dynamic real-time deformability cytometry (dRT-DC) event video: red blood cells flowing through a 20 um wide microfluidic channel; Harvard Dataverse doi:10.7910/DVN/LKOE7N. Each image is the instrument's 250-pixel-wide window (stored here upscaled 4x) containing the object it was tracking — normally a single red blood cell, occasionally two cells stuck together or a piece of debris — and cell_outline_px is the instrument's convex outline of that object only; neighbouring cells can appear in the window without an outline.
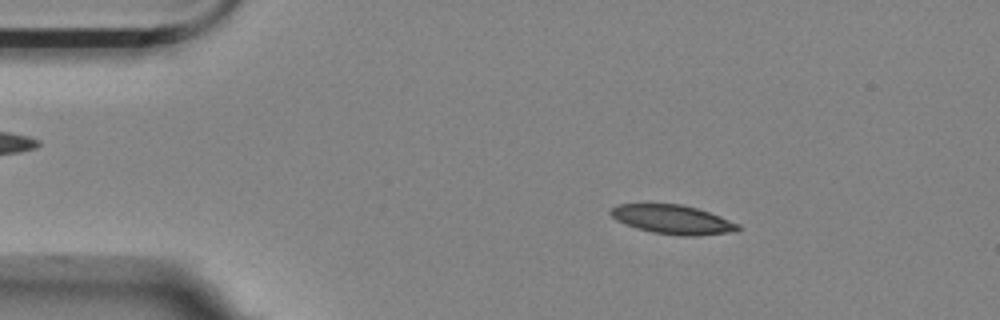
{"species": "Egyptian fruit bat (a non-hibernating species)", "species_latin": "Rousettus aegyptiacus", "temperature_condition": "room temperature", "stored_images_in_passage": 50, "camera_frame_rate_fps": 3000, "um_per_image_px": 0.085, "animal": {"sex": "female"}, "frame": {"image": 1, "passage_image": 3, "time_ms": 0.667, "image_size_px": [1000, 320], "cell_outline_px": [[740, 228], [736, 232], [696, 236], [680, 236], [652, 232], [636, 228], [616, 220], [608, 212], [612, 208], [620, 204], [680, 204], [696, 208], [720, 216], [740, 224]], "centroid_in_image_um": [57.2, 18.67], "position_along_channel_um": 27.8, "area_um2": 21.56}}
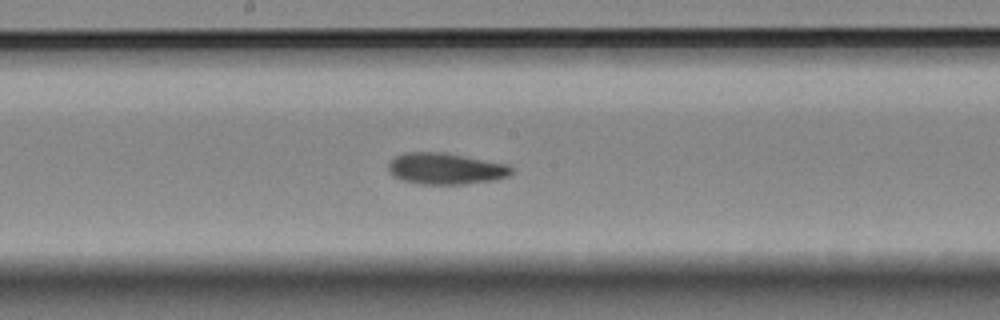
{"frame": {"image": 2, "passage_image": 23, "time_ms": 7.333, "image_size_px": [1000, 320], "cell_outline_px": [[512, 172], [508, 176], [496, 180], [464, 184], [420, 184], [404, 180], [392, 176], [388, 172], [388, 164], [396, 156], [404, 152], [444, 152], [508, 164], [512, 168]], "centroid_in_image_um": [37.87, 14.33], "position_along_channel_um": 210.3, "area_um2": 22.6}}
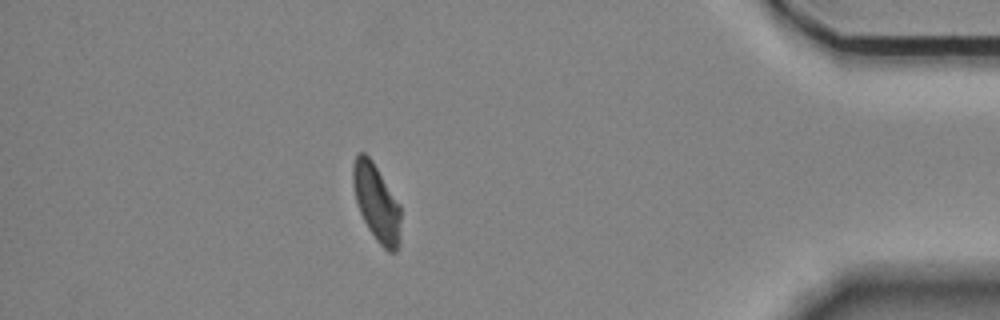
{"frame": {"image": 3, "passage_image": 43, "time_ms": 14.0, "image_size_px": [1000, 320], "cell_outline_px": [[400, 244], [396, 252], [388, 252], [376, 240], [368, 228], [356, 204], [352, 184], [352, 164], [356, 156], [360, 152], [364, 152], [372, 160], [400, 204]], "centroid_in_image_um": [32.0, 17.23], "position_along_channel_um": 403.2, "area_um2": 21.62}, "authors_computed_cell_mechanics": {"area_um2": 22.1952, "velocity_mm_per_s": 3.5425, "shape_relaxation_time_tau1_ms": 7.5403, "shape_relaxation_time_tau2_ms": 2.3528, "deformation_change_tau1": 0.1729, "deformation_change_tau2": 0.0674}}